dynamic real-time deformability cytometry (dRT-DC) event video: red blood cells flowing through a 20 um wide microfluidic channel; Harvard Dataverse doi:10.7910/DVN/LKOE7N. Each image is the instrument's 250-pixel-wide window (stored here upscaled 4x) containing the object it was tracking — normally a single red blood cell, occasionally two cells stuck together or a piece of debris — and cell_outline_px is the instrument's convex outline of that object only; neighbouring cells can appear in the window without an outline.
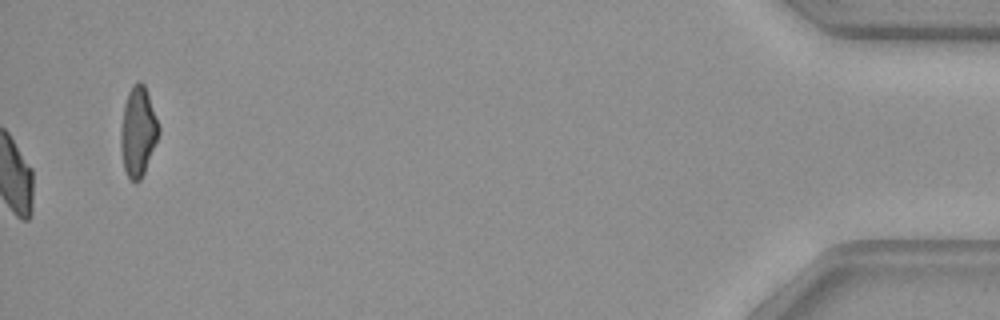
{"species": "common noctule bat (a hibernating species)", "species_latin": "Nyctalus noctula", "temperature_condition": "warm", "stored_images_in_passage": 40, "camera_frame_rate_fps": 3000, "um_per_image_px": 0.085, "animal": {"sex": "female", "body_mass_g": 29.2, "forearm_length_mm": 56.3}, "frame": {"image": 1, "passage_image": 40, "time_ms": 13.0, "image_size_px": [1000, 320], "cell_outline_px": [[160, 132], [144, 172], [140, 180], [136, 184], [128, 180], [124, 168], [120, 148], [120, 128], [124, 104], [128, 92], [132, 84], [136, 80], [140, 80], [144, 84], [160, 128]], "centroid_in_image_um": [11.7, 11.2], "position_along_channel_um": 423.5, "area_um2": 20.0}, "authors_computed_cell_mechanics": {"area_um2": 21.3282, "velocity_mm_per_s": 3.9719, "shape_relaxation_time_tau1_ms": 8.3452, "shape_relaxation_time_tau2_ms": 2.2316, "deformation_change_tau1": 0.1592, "deformation_change_tau2": 0.063}}